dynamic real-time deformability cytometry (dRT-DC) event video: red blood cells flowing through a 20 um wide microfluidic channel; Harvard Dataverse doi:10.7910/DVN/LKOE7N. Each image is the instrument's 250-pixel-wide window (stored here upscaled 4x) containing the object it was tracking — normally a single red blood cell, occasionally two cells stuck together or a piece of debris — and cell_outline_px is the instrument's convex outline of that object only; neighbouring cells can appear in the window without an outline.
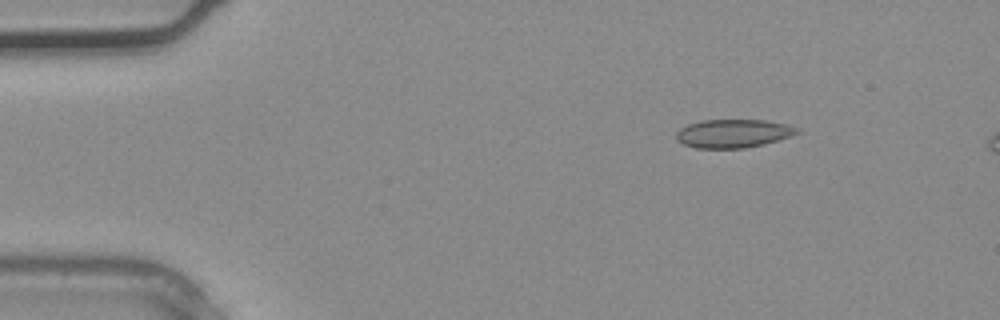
{"species": "common noctule bat (a hibernating species)", "species_latin": "Nyctalus noctula", "temperature_condition": "warm", "stored_images_in_passage": 4, "camera_frame_rate_fps": 3000, "um_per_image_px": 0.085, "animal": {"sex": "male", "body_mass_g": 20.4}, "frame": {"image": 1, "passage_image": 2, "time_ms": 0.333, "image_size_px": [1000, 320], "cell_outline_px": [[800, 132], [764, 144], [744, 148], [696, 148], [684, 144], [676, 140], [676, 132], [680, 128], [688, 124], [700, 120], [768, 120], [788, 124], [800, 128]], "centroid_in_image_um": [62.31, 11.33], "position_along_channel_um": 22.7, "area_um2": 20.06}}